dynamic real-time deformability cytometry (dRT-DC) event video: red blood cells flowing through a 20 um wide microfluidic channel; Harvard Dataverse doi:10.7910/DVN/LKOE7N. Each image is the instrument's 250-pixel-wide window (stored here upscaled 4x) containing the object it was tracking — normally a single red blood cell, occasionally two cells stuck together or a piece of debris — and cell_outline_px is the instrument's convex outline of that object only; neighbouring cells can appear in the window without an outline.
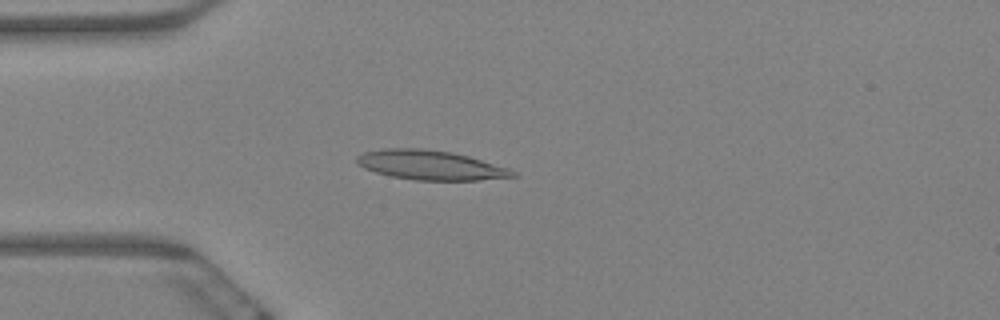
{"species": "Egyptian fruit bat (a non-hibernating species)", "species_latin": "Rousettus aegyptiacus", "temperature_condition": "warm", "stored_images_in_passage": 64, "camera_frame_rate_fps": 3000, "um_per_image_px": 0.085, "animal": {"sex": "female"}, "frame": {"image": 1, "passage_image": 17, "time_ms": 5.333, "image_size_px": [1000, 320], "cell_outline_px": [[520, 176], [480, 180], [416, 180], [392, 176], [376, 172], [364, 168], [356, 164], [356, 156], [364, 152], [384, 148], [420, 148], [452, 152], [468, 156], [508, 168], [516, 172]], "centroid_in_image_um": [36.58, 14.03], "position_along_channel_um": 48.4, "area_um2": 26.76}}
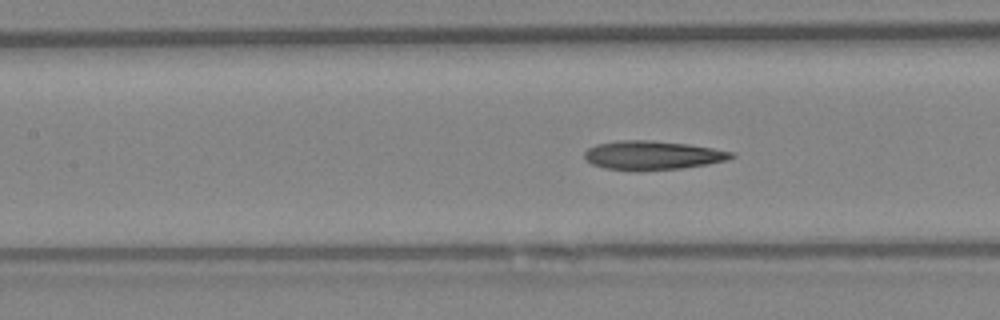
{"frame": {"image": 2, "passage_image": 28, "time_ms": 9.0, "image_size_px": [1000, 320], "cell_outline_px": [[736, 156], [728, 160], [708, 164], [684, 168], [604, 168], [592, 164], [584, 160], [584, 152], [588, 148], [596, 144], [616, 140], [652, 140], [688, 144], [712, 148], [732, 152]], "centroid_in_image_um": [55.46, 13.16], "position_along_channel_um": 151.9, "area_um2": 24.1}}
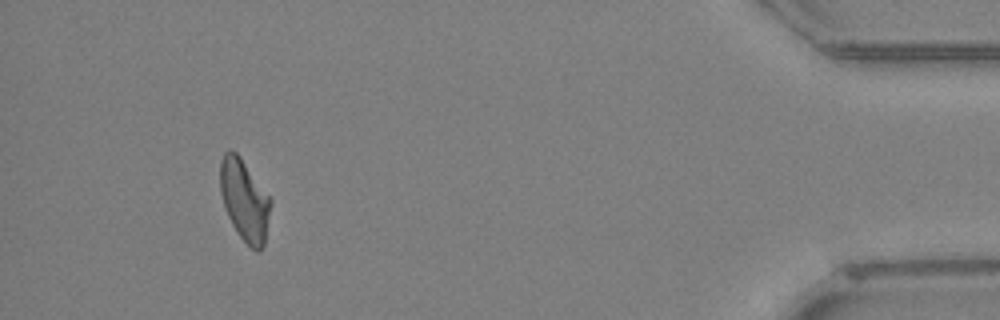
{"frame": {"image": 3, "passage_image": 59, "time_ms": 19.333, "image_size_px": [1000, 320], "cell_outline_px": [[272, 204], [264, 244], [260, 252], [256, 252], [240, 236], [232, 224], [224, 208], [220, 192], [220, 160], [224, 152], [228, 148], [232, 148], [240, 156], [272, 200]], "centroid_in_image_um": [20.77, 16.99], "position_along_channel_um": 414.4, "area_um2": 24.1}, "authors_computed_cell_mechanics": {"area_um2": 24.4783, "velocity_mm_per_s": 3.1868, "shape_relaxation_time_tau1_ms": null, "shape_relaxation_time_tau2_ms": 9.9362, "deformation_change_tau1": null, "deformation_change_tau2": 0.206}}